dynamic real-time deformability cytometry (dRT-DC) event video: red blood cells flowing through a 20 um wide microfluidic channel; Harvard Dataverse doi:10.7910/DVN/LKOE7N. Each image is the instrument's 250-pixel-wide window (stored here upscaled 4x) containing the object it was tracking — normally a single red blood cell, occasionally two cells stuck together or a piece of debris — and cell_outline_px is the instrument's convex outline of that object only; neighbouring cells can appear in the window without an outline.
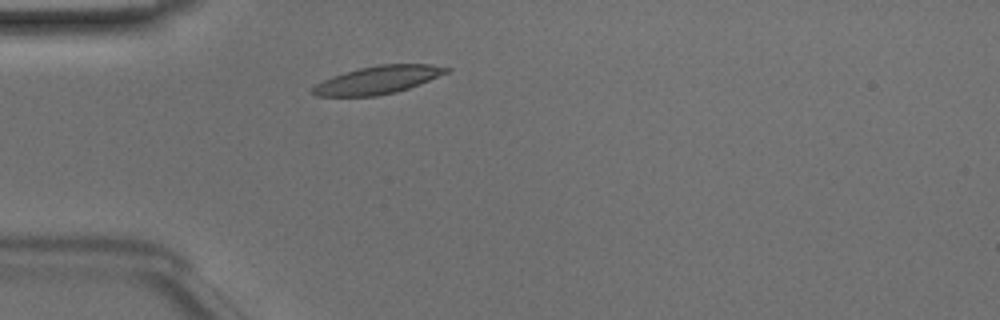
{"species": "Egyptian fruit bat (a non-hibernating species)", "species_latin": "Rousettus aegyptiacus", "temperature_condition": "room temperature", "stored_images_in_passage": 36, "camera_frame_rate_fps": 3000, "um_per_image_px": 0.085, "animal": {"sex": "male"}, "frame": {"image": 1, "passage_image": 1, "time_ms": 0.0, "image_size_px": [1000, 320], "cell_outline_px": [[452, 68], [448, 72], [408, 88], [396, 92], [376, 96], [316, 96], [312, 92], [312, 88], [316, 84], [332, 76], [344, 72], [360, 68], [380, 64], [432, 64]], "centroid_in_image_um": [32.11, 6.79], "position_along_channel_um": 52.9, "area_um2": 21.5}}
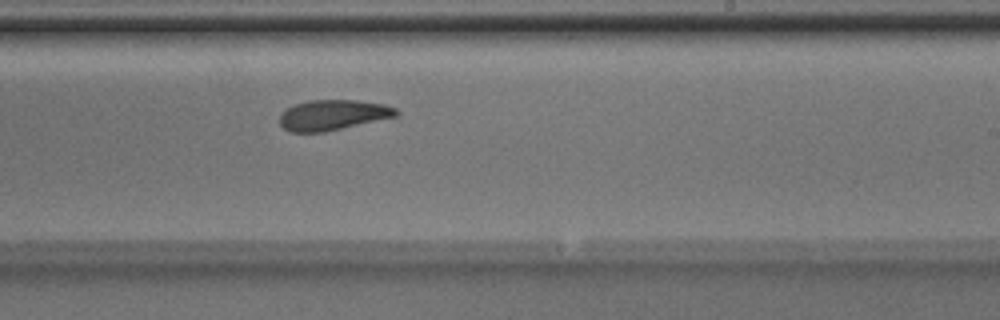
{"frame": {"image": 2, "passage_image": 17, "time_ms": 5.333, "image_size_px": [1000, 320], "cell_outline_px": [[400, 112], [396, 116], [324, 132], [292, 132], [284, 128], [280, 124], [280, 116], [288, 108], [296, 104], [308, 100], [356, 100], [384, 104], [396, 108]], "centroid_in_image_um": [28.31, 9.77], "position_along_channel_um": 260.7, "area_um2": 20.35}}
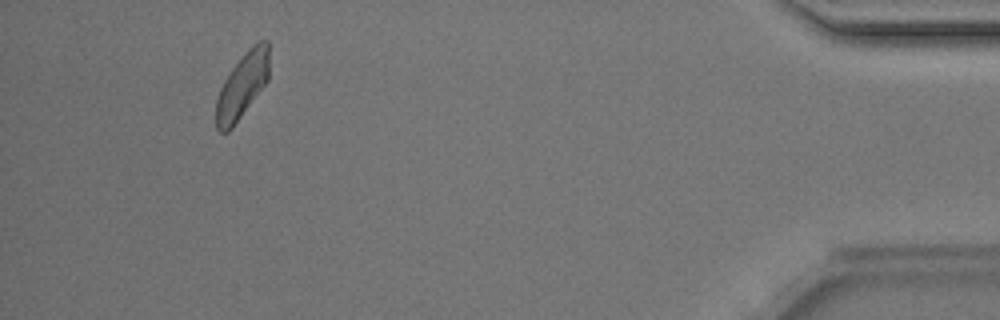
{"frame": {"image": 3, "passage_image": 33, "time_ms": 10.667, "image_size_px": [1000, 320], "cell_outline_px": [[268, 80], [232, 128], [228, 132], [220, 132], [216, 128], [216, 100], [220, 88], [224, 80], [232, 68], [260, 40], [268, 40]], "centroid_in_image_um": [20.57, 7.34], "position_along_channel_um": 414.6, "area_um2": 19.54}, "authors_computed_cell_mechanics": {"area_um2": 20.9525, "velocity_mm_per_s": 4.0896, "shape_relaxation_time_tau1_ms": 9.1678, "shape_relaxation_time_tau2_ms": 2.623, "deformation_change_tau1": 0.161, "deformation_change_tau2": 0.092}}